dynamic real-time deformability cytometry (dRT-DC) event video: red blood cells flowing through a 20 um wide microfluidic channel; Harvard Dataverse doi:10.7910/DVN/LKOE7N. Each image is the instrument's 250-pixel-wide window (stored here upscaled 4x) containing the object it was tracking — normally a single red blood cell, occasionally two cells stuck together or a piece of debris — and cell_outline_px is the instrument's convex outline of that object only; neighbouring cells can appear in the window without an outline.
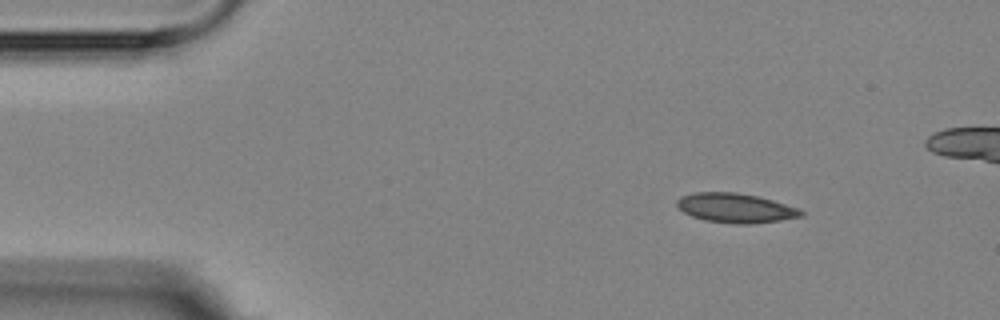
{"species": "Egyptian fruit bat (a non-hibernating species)", "species_latin": "Rousettus aegyptiacus", "temperature_condition": "room temperature", "stored_images_in_passage": 4, "camera_frame_rate_fps": 3000, "um_per_image_px": 0.085, "animal": {"sex": "female"}, "frame": {"image": 1, "passage_image": 1, "time_ms": 0.0, "image_size_px": [1000, 320], "cell_outline_px": [[804, 216], [780, 220], [752, 224], [736, 224], [704, 220], [692, 216], [684, 212], [676, 204], [676, 200], [680, 196], [696, 192], [736, 192], [756, 196], [772, 200], [796, 208], [804, 212]], "centroid_in_image_um": [62.49, 17.68], "position_along_channel_um": 22.5, "area_um2": 21.15}}